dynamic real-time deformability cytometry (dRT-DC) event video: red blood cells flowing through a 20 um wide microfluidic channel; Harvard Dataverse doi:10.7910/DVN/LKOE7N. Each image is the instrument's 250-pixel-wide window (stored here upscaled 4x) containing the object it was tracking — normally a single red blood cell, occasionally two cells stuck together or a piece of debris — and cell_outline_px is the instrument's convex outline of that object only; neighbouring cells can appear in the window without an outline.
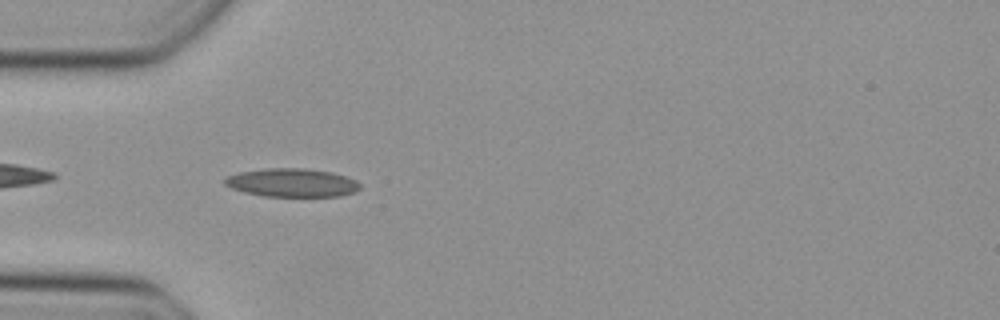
{"species": "Egyptian fruit bat (a non-hibernating species)", "species_latin": "Rousettus aegyptiacus", "temperature_condition": "cold", "stored_images_in_passage": 32, "camera_frame_rate_fps": 3000, "um_per_image_px": 0.085, "animal": {"sex": "female"}, "frame": {"image": 1, "passage_image": 2, "time_ms": 0.333, "image_size_px": [1000, 320], "cell_outline_px": [[360, 188], [352, 192], [340, 196], [264, 196], [244, 192], [232, 188], [224, 184], [224, 180], [228, 176], [240, 172], [268, 168], [304, 168], [332, 172], [356, 180], [360, 184]], "centroid_in_image_um": [24.81, 15.52], "position_along_channel_um": 60.2, "area_um2": 22.2}}
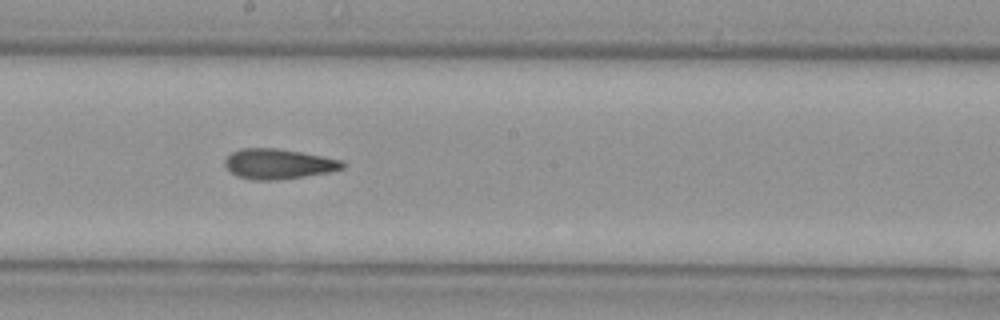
{"frame": {"image": 2, "passage_image": 14, "time_ms": 4.333, "image_size_px": [1000, 320], "cell_outline_px": [[344, 168], [328, 172], [304, 176], [272, 180], [252, 180], [236, 176], [224, 164], [224, 160], [232, 152], [240, 148], [276, 148], [300, 152], [344, 160]], "centroid_in_image_um": [23.65, 13.93], "position_along_channel_um": 224.6, "area_um2": 20.52}}
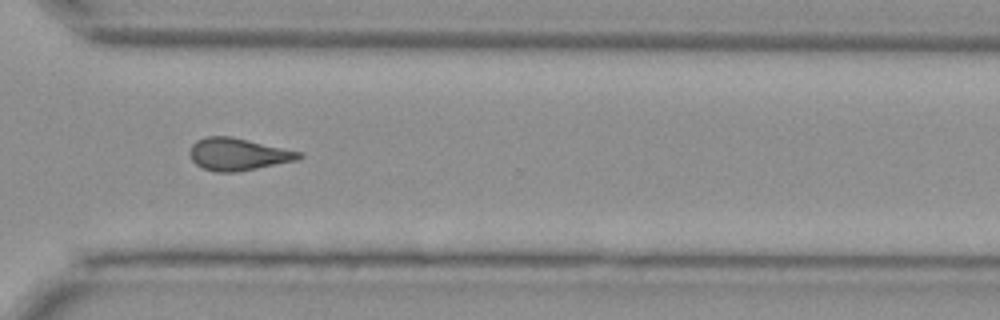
{"frame": {"image": 3, "passage_image": 23, "time_ms": 7.333, "image_size_px": [1000, 320], "cell_outline_px": [[304, 156], [300, 160], [236, 172], [216, 172], [204, 168], [196, 164], [192, 160], [188, 152], [192, 144], [196, 140], [204, 136], [232, 136], [300, 152]], "centroid_in_image_um": [20.22, 13.1], "position_along_channel_um": 350.4, "area_um2": 20.63}}